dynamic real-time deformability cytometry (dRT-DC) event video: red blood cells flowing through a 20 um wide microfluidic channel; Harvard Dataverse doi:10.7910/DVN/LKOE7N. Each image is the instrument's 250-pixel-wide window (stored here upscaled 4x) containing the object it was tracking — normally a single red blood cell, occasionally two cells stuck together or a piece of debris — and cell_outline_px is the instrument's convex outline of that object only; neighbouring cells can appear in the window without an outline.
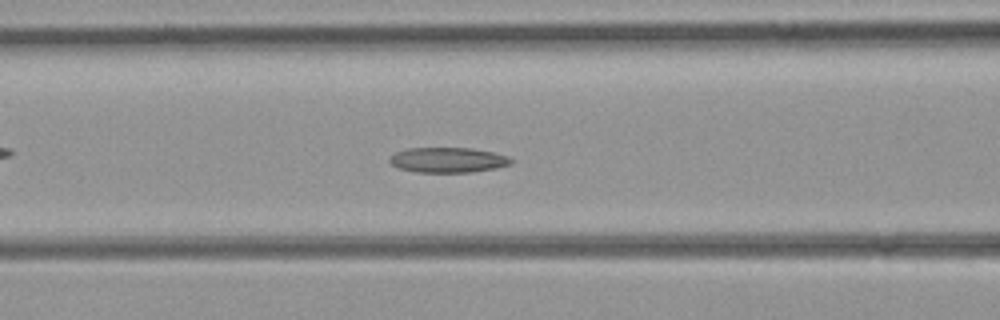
{"species": "common noctule bat (a hibernating species)", "species_latin": "Nyctalus noctula", "temperature_condition": "room temperature", "stored_images_in_passage": 34, "camera_frame_rate_fps": 3000, "um_per_image_px": 0.085, "animal": {"sex": "female", "body_mass_g": 21.9}, "frame": {"image": 1, "passage_image": 5, "time_ms": 1.333, "image_size_px": [1000, 320], "cell_outline_px": [[512, 164], [496, 168], [472, 172], [416, 172], [400, 168], [392, 164], [388, 160], [396, 152], [408, 148], [472, 148], [492, 152], [508, 156], [512, 160]], "centroid_in_image_um": [38.1, 13.6], "position_along_channel_um": 128.5, "area_um2": 17.69}}
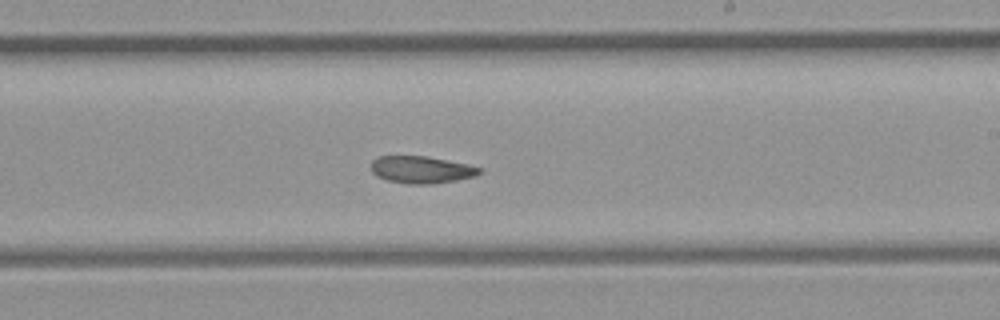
{"frame": {"image": 2, "passage_image": 14, "time_ms": 4.333, "image_size_px": [1000, 320], "cell_outline_px": [[484, 168], [476, 176], [456, 180], [432, 184], [408, 184], [388, 180], [376, 176], [372, 172], [372, 160], [376, 156], [428, 156], [468, 164]], "centroid_in_image_um": [35.83, 14.42], "position_along_channel_um": 253.2, "area_um2": 17.28}}
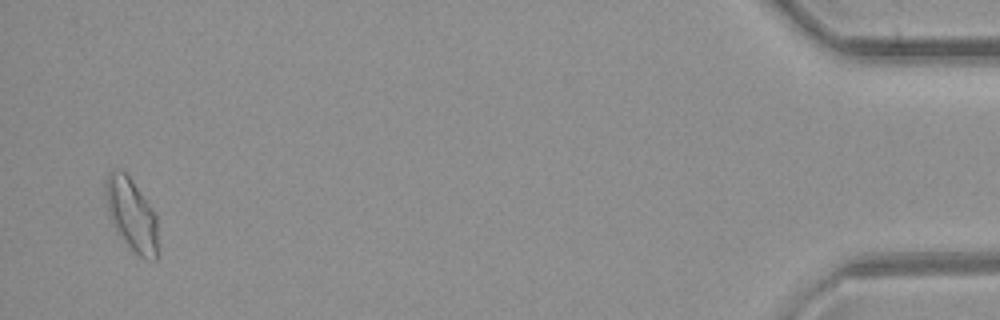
{"frame": {"image": 3, "passage_image": 33, "time_ms": 10.667, "image_size_px": [1000, 320], "cell_outline_px": [[156, 260], [144, 260], [116, 232], [112, 220], [104, 192], [104, 188], [108, 176], [112, 172], [124, 172], [132, 180], [156, 216]], "centroid_in_image_um": [11.18, 18.27], "position_along_channel_um": 424.0, "area_um2": 21.04}}